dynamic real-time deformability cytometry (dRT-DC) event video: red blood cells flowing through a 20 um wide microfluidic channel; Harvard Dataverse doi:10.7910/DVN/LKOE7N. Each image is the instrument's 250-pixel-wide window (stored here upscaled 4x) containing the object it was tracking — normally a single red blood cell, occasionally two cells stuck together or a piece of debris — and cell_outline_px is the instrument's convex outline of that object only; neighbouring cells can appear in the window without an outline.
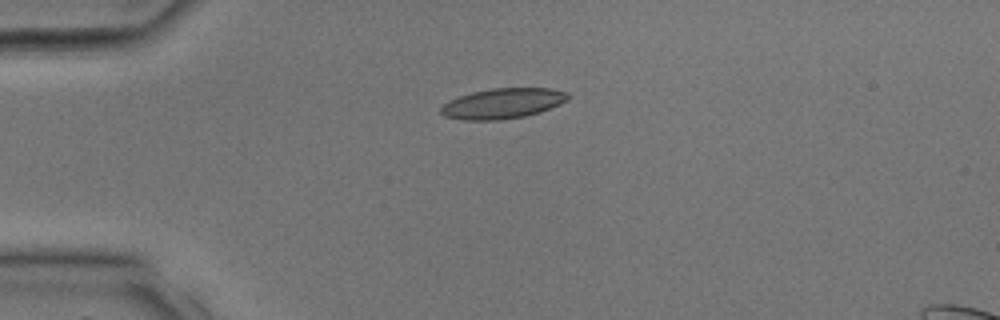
{"species": "common noctule bat (a hibernating species)", "species_latin": "Nyctalus noctula", "temperature_condition": "room temperature", "stored_images_in_passage": 9, "camera_frame_rate_fps": 3000, "um_per_image_px": 0.085, "animal": {"sex": "male", "body_mass_g": 17.9, "forearm_length_mm": 54.2}, "frame": {"image": 1, "passage_image": 1, "time_ms": 0.0, "image_size_px": [1000, 320], "cell_outline_px": [[572, 96], [568, 100], [560, 104], [540, 112], [524, 116], [500, 120], [460, 120], [444, 116], [440, 112], [440, 108], [448, 100], [472, 92], [492, 88], [548, 88], [568, 92]], "centroid_in_image_um": [42.74, 8.79], "position_along_channel_um": 42.3, "area_um2": 22.6}}
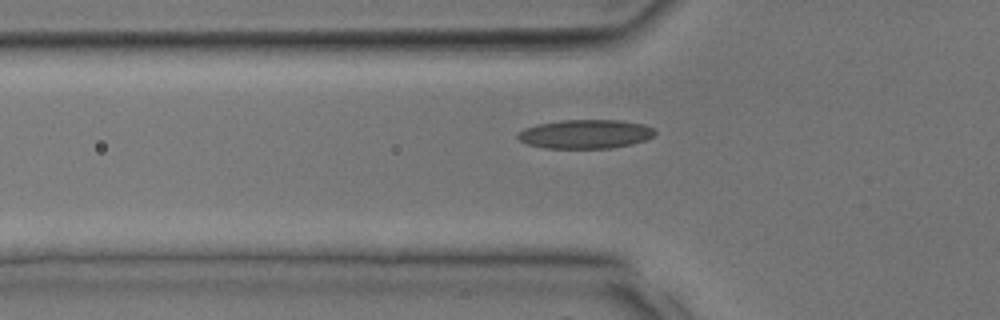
{"frame": {"image": 2, "passage_image": 4, "time_ms": 1.0, "image_size_px": [1000, 320], "cell_outline_px": [[656, 132], [652, 136], [644, 140], [632, 144], [612, 148], [544, 148], [528, 144], [520, 140], [516, 136], [516, 132], [524, 128], [536, 124], [560, 120], [620, 120], [644, 124], [652, 128]], "centroid_in_image_um": [49.72, 11.39], "position_along_channel_um": 76.1, "area_um2": 23.24}}
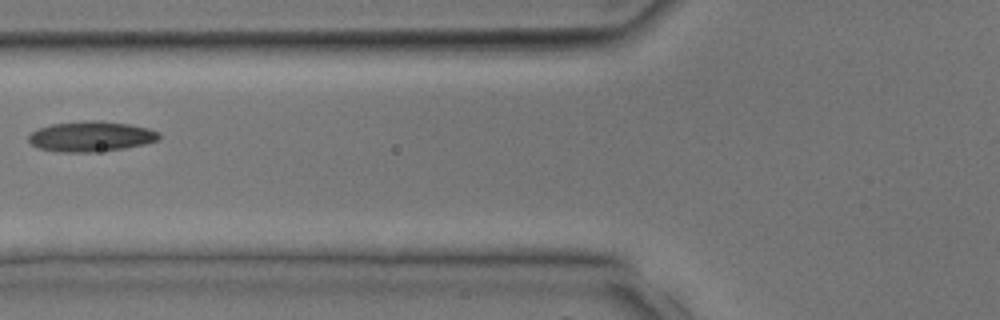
{"frame": {"image": 3, "passage_image": 6, "time_ms": 1.667, "image_size_px": [1000, 320], "cell_outline_px": [[160, 140], [144, 144], [124, 148], [96, 152], [60, 152], [40, 148], [32, 144], [28, 140], [28, 136], [32, 132], [40, 128], [52, 124], [84, 120], [96, 120], [128, 124], [148, 128], [160, 132]], "centroid_in_image_um": [7.76, 11.59], "position_along_channel_um": 118.0, "area_um2": 23.0}}